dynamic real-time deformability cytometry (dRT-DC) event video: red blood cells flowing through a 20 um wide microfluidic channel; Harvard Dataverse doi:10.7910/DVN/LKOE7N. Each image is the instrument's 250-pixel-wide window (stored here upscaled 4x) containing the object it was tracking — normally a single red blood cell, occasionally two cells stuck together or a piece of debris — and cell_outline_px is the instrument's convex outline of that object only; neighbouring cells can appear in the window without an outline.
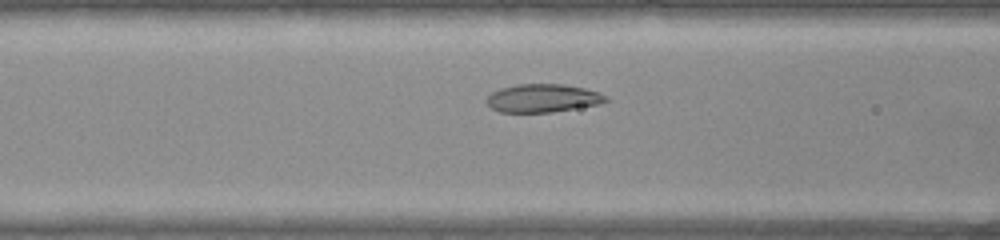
{"species": "common noctule bat (a hibernating species)", "species_latin": "Nyctalus noctula", "temperature_condition": "warm", "stored_images_in_passage": 45, "camera_frame_rate_fps": 3000, "um_per_image_px": 0.085, "animal": {"sex": "female", "body_mass_g": 22.0, "forearm_length_mm": 56.7}, "frame": {"image": 1, "passage_image": 13, "time_ms": 4.0, "image_size_px": [1000, 240], "cell_outline_px": [[608, 100], [600, 104], [552, 112], [500, 112], [492, 108], [488, 104], [488, 96], [492, 92], [500, 88], [520, 84], [564, 84], [584, 88], [608, 96]], "centroid_in_image_um": [46.15, 8.34], "position_along_channel_um": 120.4, "area_um2": 19.42}}
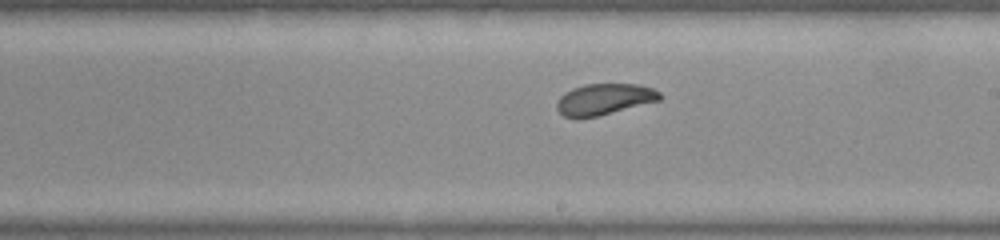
{"frame": {"image": 2, "passage_image": 22, "time_ms": 7.0, "image_size_px": [1000, 240], "cell_outline_px": [[664, 96], [660, 100], [596, 116], [576, 120], [564, 116], [556, 108], [556, 104], [560, 96], [564, 92], [572, 88], [584, 84], [640, 84], [652, 88], [660, 92]], "centroid_in_image_um": [51.33, 8.44], "position_along_channel_um": 237.7, "area_um2": 18.9}}
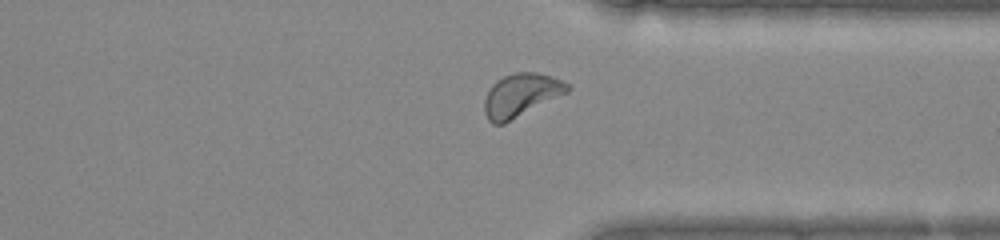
{"frame": {"image": 3, "passage_image": 32, "time_ms": 10.333, "image_size_px": [1000, 240], "cell_outline_px": [[572, 88], [568, 92], [504, 124], [492, 124], [488, 120], [484, 112], [484, 100], [492, 84], [496, 80], [504, 76], [516, 72], [536, 72], [552, 76], [568, 84]], "centroid_in_image_um": [44.27, 8.09], "position_along_channel_um": 367.1, "area_um2": 20.87}, "authors_computed_cell_mechanics": {"area_um2": 20.1144, "velocity_mm_per_s": 3.9163, "shape_relaxation_time_tau1_ms": 2.4579, "shape_relaxation_time_tau2_ms": 5.9738, "deformation_change_tau1": 0.0903, "deformation_change_tau2": 0.0951}}